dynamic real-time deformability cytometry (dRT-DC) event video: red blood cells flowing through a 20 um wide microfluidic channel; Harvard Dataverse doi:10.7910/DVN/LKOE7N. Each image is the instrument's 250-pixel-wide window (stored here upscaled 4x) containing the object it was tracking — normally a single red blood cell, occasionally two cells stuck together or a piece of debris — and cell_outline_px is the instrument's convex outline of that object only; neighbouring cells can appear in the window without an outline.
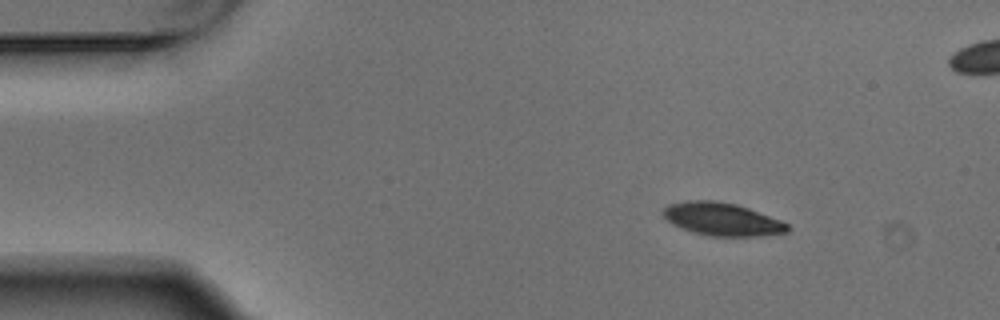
{"species": "Egyptian fruit bat (a non-hibernating species)", "species_latin": "Rousettus aegyptiacus", "temperature_condition": "warm", "stored_images_in_passage": 4, "camera_frame_rate_fps": 3000, "um_per_image_px": 0.085, "animal": {"sex": "male"}, "frame": {"image": 1, "passage_image": 1, "time_ms": 0.0, "image_size_px": [1000, 320], "cell_outline_px": [[788, 232], [756, 236], [712, 236], [692, 232], [672, 224], [664, 216], [664, 208], [668, 204], [688, 200], [716, 200], [736, 204], [748, 208], [780, 220], [788, 224]], "centroid_in_image_um": [61.36, 18.62], "position_along_channel_um": 23.6, "area_um2": 23.64}}